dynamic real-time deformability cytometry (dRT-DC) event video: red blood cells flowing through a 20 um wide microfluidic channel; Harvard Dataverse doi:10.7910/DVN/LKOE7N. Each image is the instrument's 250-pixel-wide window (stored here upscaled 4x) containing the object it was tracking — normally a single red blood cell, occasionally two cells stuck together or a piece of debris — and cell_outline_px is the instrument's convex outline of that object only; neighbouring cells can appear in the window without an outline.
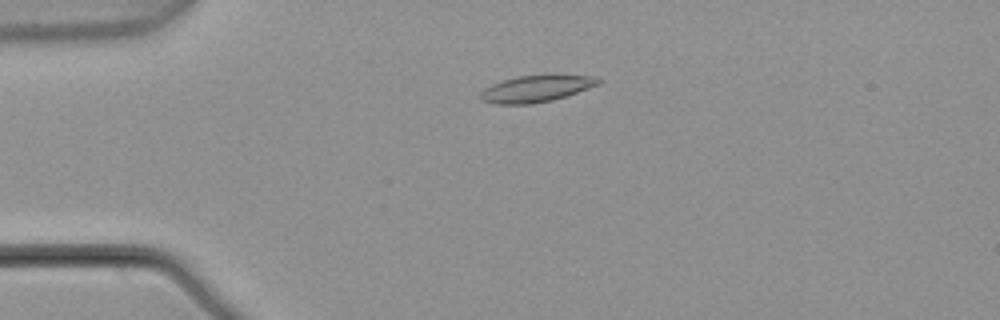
{"species": "common noctule bat (a hibernating species)", "species_latin": "Nyctalus noctula", "temperature_condition": "warm", "stored_images_in_passage": 2, "camera_frame_rate_fps": 3000, "um_per_image_px": 0.085, "animal": {"sex": "male", "body_mass_g": 21.5, "forearm_length_mm": 52.0}, "frame": {"image": 1, "passage_image": 1, "time_ms": 0.0, "image_size_px": [1000, 320], "cell_outline_px": [[604, 80], [600, 84], [552, 100], [532, 104], [492, 104], [480, 100], [480, 92], [484, 88], [492, 84], [516, 76], [544, 72], [552, 72], [592, 76]], "centroid_in_image_um": [45.6, 7.48], "position_along_channel_um": 39.4, "area_um2": 19.19}}